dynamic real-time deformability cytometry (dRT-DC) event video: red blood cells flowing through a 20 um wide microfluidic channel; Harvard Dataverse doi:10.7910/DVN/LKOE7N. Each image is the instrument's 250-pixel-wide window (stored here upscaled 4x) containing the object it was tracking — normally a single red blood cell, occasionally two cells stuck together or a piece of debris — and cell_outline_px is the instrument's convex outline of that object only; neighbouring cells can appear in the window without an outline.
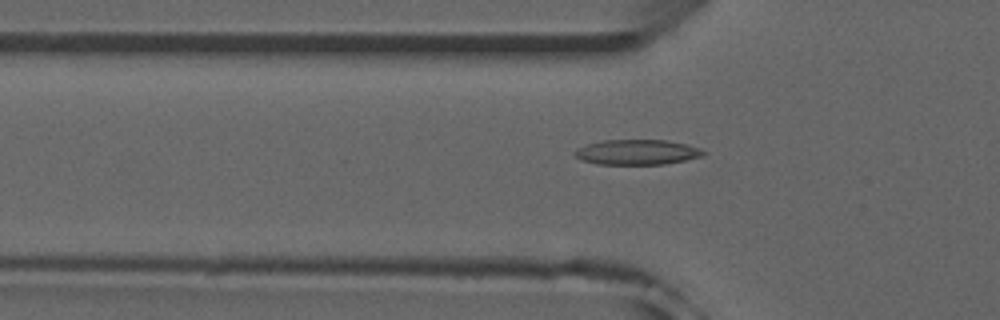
{"species": "common noctule bat (a hibernating species)", "species_latin": "Nyctalus noctula", "temperature_condition": "room temperature", "stored_images_in_passage": 52, "camera_frame_rate_fps": 3000, "um_per_image_px": 0.085, "animal": {"sex": "male", "forearm_length_mm": 52.5}, "frame": {"image": 1, "passage_image": 17, "time_ms": 5.333, "image_size_px": [1000, 320], "cell_outline_px": [[708, 152], [704, 156], [664, 164], [596, 164], [580, 160], [572, 152], [576, 148], [588, 144], [604, 140], [664, 140], [688, 144], [700, 148]], "centroid_in_image_um": [54.16, 12.93], "position_along_channel_um": 71.6, "area_um2": 18.96}}
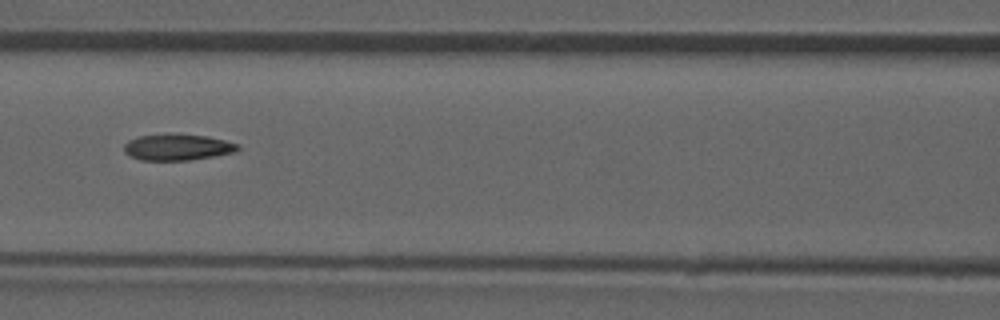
{"frame": {"image": 2, "passage_image": 23, "time_ms": 7.333, "image_size_px": [1000, 320], "cell_outline_px": [[240, 148], [236, 152], [188, 160], [140, 160], [128, 156], [124, 152], [124, 144], [128, 140], [140, 136], [176, 132], [208, 136], [240, 144]], "centroid_in_image_um": [15.07, 12.49], "position_along_channel_um": 151.5, "area_um2": 17.8}}
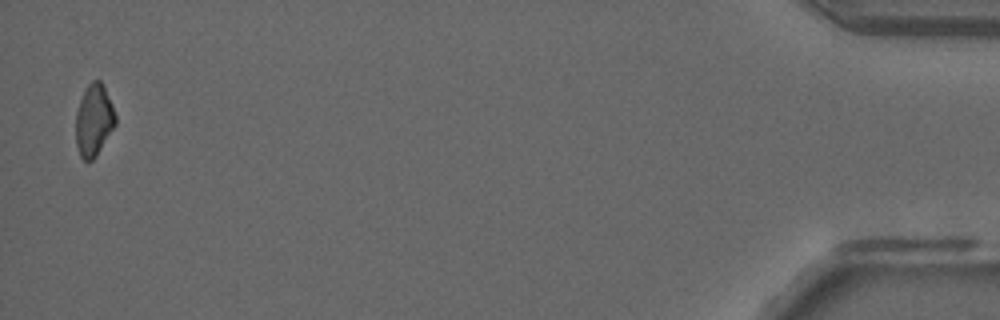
{"frame": {"image": 3, "passage_image": 51, "time_ms": 16.667, "image_size_px": [1000, 320], "cell_outline_px": [[116, 124], [96, 156], [92, 160], [84, 160], [80, 156], [76, 144], [76, 112], [84, 88], [92, 80], [100, 80], [104, 84], [112, 104], [116, 116]], "centroid_in_image_um": [7.98, 10.18], "position_along_channel_um": 427.2, "area_um2": 16.7}, "authors_computed_cell_mechanics": {"area_um2": 17.6579, "velocity_mm_per_s": 3.9614, "shape_relaxation_time_tau1_ms": null, "shape_relaxation_time_tau2_ms": 4.8565, "deformation_change_tau1": null, "deformation_change_tau2": 0.1047}}